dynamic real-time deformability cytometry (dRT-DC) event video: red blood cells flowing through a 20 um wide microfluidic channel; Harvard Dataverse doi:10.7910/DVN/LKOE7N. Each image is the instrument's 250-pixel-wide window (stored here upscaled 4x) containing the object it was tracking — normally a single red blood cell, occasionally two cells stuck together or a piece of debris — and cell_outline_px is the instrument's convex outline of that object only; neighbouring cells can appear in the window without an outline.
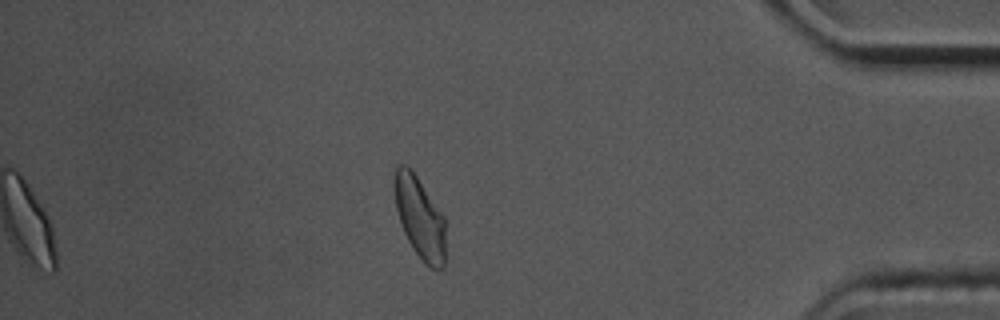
{"species": "common noctule bat (a hibernating species)", "species_latin": "Nyctalus noctula", "temperature_condition": "cold", "stored_images_in_passage": 48, "camera_frame_rate_fps": 3000, "um_per_image_px": 0.085, "animal": {"sex": "male", "body_mass_g": 17.5, "forearm_length_mm": 52.3}, "frame": {"image": 1, "passage_image": 48, "time_ms": 15.667, "image_size_px": [1000, 320], "cell_outline_px": [[444, 268], [440, 272], [436, 272], [416, 252], [408, 240], [400, 224], [396, 208], [392, 184], [392, 180], [396, 168], [400, 164], [404, 164], [416, 176], [444, 216]], "centroid_in_image_um": [35.65, 18.49], "position_along_channel_um": 399.5, "area_um2": 24.1}, "authors_computed_cell_mechanics": {"area_um2": 24.9407, "velocity_mm_per_s": 3.5476, "shape_relaxation_time_tau1_ms": 5.1238, "shape_relaxation_time_tau2_ms": 2.5423, "deformation_change_tau1": 0.1151, "deformation_change_tau2": 0.0843}}